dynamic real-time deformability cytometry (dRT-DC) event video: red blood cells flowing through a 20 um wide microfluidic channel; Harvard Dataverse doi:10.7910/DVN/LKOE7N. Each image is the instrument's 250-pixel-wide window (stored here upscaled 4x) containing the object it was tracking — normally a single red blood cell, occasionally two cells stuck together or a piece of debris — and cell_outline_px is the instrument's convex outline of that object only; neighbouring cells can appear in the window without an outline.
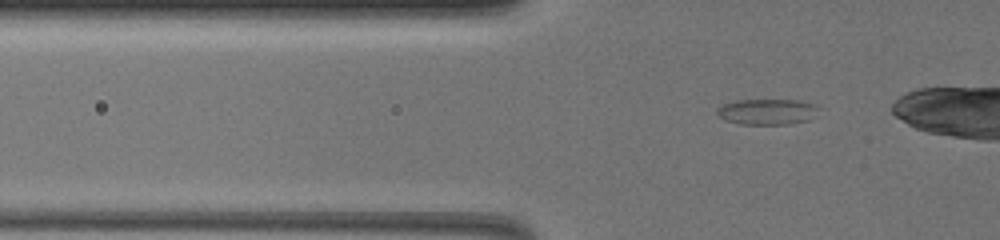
{"species": "common noctule bat (a hibernating species)", "species_latin": "Nyctalus noctula", "temperature_condition": "warm", "stored_images_in_passage": 49, "camera_frame_rate_fps": 3000, "um_per_image_px": 0.085, "animal": {"sex": "female", "body_mass_g": 19.5, "forearm_length_mm": 54.1}, "frame": {"image": 1, "passage_image": 12, "time_ms": 3.667, "image_size_px": [1000, 240], "cell_outline_px": [[820, 108], [808, 120], [788, 124], [740, 124], [724, 120], [716, 112], [716, 108], [724, 104], [736, 100], [796, 100], [812, 104]], "centroid_in_image_um": [65.16, 9.5], "position_along_channel_um": 60.6, "area_um2": 15.09}}
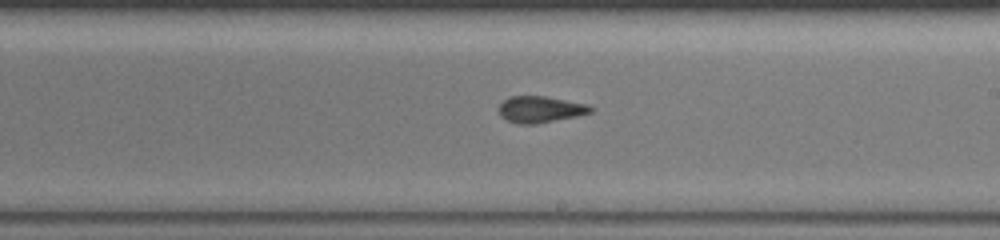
{"frame": {"image": 2, "passage_image": 30, "time_ms": 9.667, "image_size_px": [1000, 240], "cell_outline_px": [[592, 112], [576, 116], [536, 124], [516, 124], [500, 116], [500, 104], [508, 96], [544, 96], [588, 104], [592, 108]], "centroid_in_image_um": [45.91, 9.3], "position_along_channel_um": 243.1, "area_um2": 14.05}}
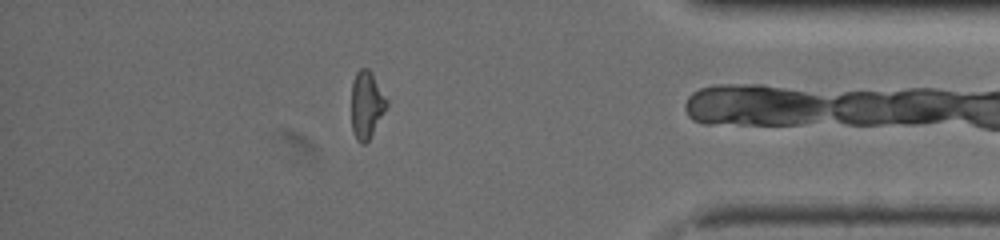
{"frame": {"image": 3, "passage_image": 47, "time_ms": 15.333, "image_size_px": [1000, 240], "cell_outline_px": [[388, 104], [368, 140], [364, 144], [360, 144], [356, 140], [352, 128], [352, 80], [356, 72], [360, 68], [368, 68], [388, 100]], "centroid_in_image_um": [31.14, 8.89], "position_along_channel_um": 404.1, "area_um2": 13.58}}